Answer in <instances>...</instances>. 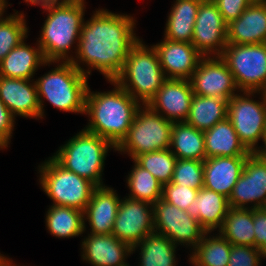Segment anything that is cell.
<instances>
[{
  "label": "cell",
  "instance_id": "26",
  "mask_svg": "<svg viewBox=\"0 0 266 266\" xmlns=\"http://www.w3.org/2000/svg\"><path fill=\"white\" fill-rule=\"evenodd\" d=\"M203 0H175L170 8L164 28L165 39L192 42L193 28Z\"/></svg>",
  "mask_w": 266,
  "mask_h": 266
},
{
  "label": "cell",
  "instance_id": "28",
  "mask_svg": "<svg viewBox=\"0 0 266 266\" xmlns=\"http://www.w3.org/2000/svg\"><path fill=\"white\" fill-rule=\"evenodd\" d=\"M170 150L177 159L204 161L206 159L204 132L186 122L173 123Z\"/></svg>",
  "mask_w": 266,
  "mask_h": 266
},
{
  "label": "cell",
  "instance_id": "18",
  "mask_svg": "<svg viewBox=\"0 0 266 266\" xmlns=\"http://www.w3.org/2000/svg\"><path fill=\"white\" fill-rule=\"evenodd\" d=\"M81 240V259L91 266H124L132 247L111 234L87 233Z\"/></svg>",
  "mask_w": 266,
  "mask_h": 266
},
{
  "label": "cell",
  "instance_id": "40",
  "mask_svg": "<svg viewBox=\"0 0 266 266\" xmlns=\"http://www.w3.org/2000/svg\"><path fill=\"white\" fill-rule=\"evenodd\" d=\"M227 24L236 20L250 5L247 0H212Z\"/></svg>",
  "mask_w": 266,
  "mask_h": 266
},
{
  "label": "cell",
  "instance_id": "29",
  "mask_svg": "<svg viewBox=\"0 0 266 266\" xmlns=\"http://www.w3.org/2000/svg\"><path fill=\"white\" fill-rule=\"evenodd\" d=\"M228 101L217 97L194 95L191 101L186 123L192 127L207 131L216 123L227 118Z\"/></svg>",
  "mask_w": 266,
  "mask_h": 266
},
{
  "label": "cell",
  "instance_id": "10",
  "mask_svg": "<svg viewBox=\"0 0 266 266\" xmlns=\"http://www.w3.org/2000/svg\"><path fill=\"white\" fill-rule=\"evenodd\" d=\"M220 57L240 91L262 92L266 88V43L227 44Z\"/></svg>",
  "mask_w": 266,
  "mask_h": 266
},
{
  "label": "cell",
  "instance_id": "16",
  "mask_svg": "<svg viewBox=\"0 0 266 266\" xmlns=\"http://www.w3.org/2000/svg\"><path fill=\"white\" fill-rule=\"evenodd\" d=\"M193 96L190 80L166 79L147 106L173 123L185 122Z\"/></svg>",
  "mask_w": 266,
  "mask_h": 266
},
{
  "label": "cell",
  "instance_id": "27",
  "mask_svg": "<svg viewBox=\"0 0 266 266\" xmlns=\"http://www.w3.org/2000/svg\"><path fill=\"white\" fill-rule=\"evenodd\" d=\"M176 249L171 239L154 231L132 247V254L140 250L138 266H176Z\"/></svg>",
  "mask_w": 266,
  "mask_h": 266
},
{
  "label": "cell",
  "instance_id": "23",
  "mask_svg": "<svg viewBox=\"0 0 266 266\" xmlns=\"http://www.w3.org/2000/svg\"><path fill=\"white\" fill-rule=\"evenodd\" d=\"M266 43V4L249 5L227 25V44Z\"/></svg>",
  "mask_w": 266,
  "mask_h": 266
},
{
  "label": "cell",
  "instance_id": "42",
  "mask_svg": "<svg viewBox=\"0 0 266 266\" xmlns=\"http://www.w3.org/2000/svg\"><path fill=\"white\" fill-rule=\"evenodd\" d=\"M59 1L61 0H24V2L28 4V6L30 4L33 6H40V7L48 5V4L56 3Z\"/></svg>",
  "mask_w": 266,
  "mask_h": 266
},
{
  "label": "cell",
  "instance_id": "25",
  "mask_svg": "<svg viewBox=\"0 0 266 266\" xmlns=\"http://www.w3.org/2000/svg\"><path fill=\"white\" fill-rule=\"evenodd\" d=\"M206 158L249 156L228 118L204 132Z\"/></svg>",
  "mask_w": 266,
  "mask_h": 266
},
{
  "label": "cell",
  "instance_id": "24",
  "mask_svg": "<svg viewBox=\"0 0 266 266\" xmlns=\"http://www.w3.org/2000/svg\"><path fill=\"white\" fill-rule=\"evenodd\" d=\"M230 209L229 200L224 195L207 188H200L196 200L186 212L198 220L206 232L218 231Z\"/></svg>",
  "mask_w": 266,
  "mask_h": 266
},
{
  "label": "cell",
  "instance_id": "19",
  "mask_svg": "<svg viewBox=\"0 0 266 266\" xmlns=\"http://www.w3.org/2000/svg\"><path fill=\"white\" fill-rule=\"evenodd\" d=\"M0 99L16 118L40 120V105L35 80L0 76Z\"/></svg>",
  "mask_w": 266,
  "mask_h": 266
},
{
  "label": "cell",
  "instance_id": "3",
  "mask_svg": "<svg viewBox=\"0 0 266 266\" xmlns=\"http://www.w3.org/2000/svg\"><path fill=\"white\" fill-rule=\"evenodd\" d=\"M86 3V0H61L41 6L42 13L46 12L47 17L39 31L37 43L47 62H70L74 58L86 20Z\"/></svg>",
  "mask_w": 266,
  "mask_h": 266
},
{
  "label": "cell",
  "instance_id": "6",
  "mask_svg": "<svg viewBox=\"0 0 266 266\" xmlns=\"http://www.w3.org/2000/svg\"><path fill=\"white\" fill-rule=\"evenodd\" d=\"M114 80L141 105H147L166 80L153 45H146L140 38Z\"/></svg>",
  "mask_w": 266,
  "mask_h": 266
},
{
  "label": "cell",
  "instance_id": "14",
  "mask_svg": "<svg viewBox=\"0 0 266 266\" xmlns=\"http://www.w3.org/2000/svg\"><path fill=\"white\" fill-rule=\"evenodd\" d=\"M153 232V205L127 196L121 198L112 234L133 247Z\"/></svg>",
  "mask_w": 266,
  "mask_h": 266
},
{
  "label": "cell",
  "instance_id": "20",
  "mask_svg": "<svg viewBox=\"0 0 266 266\" xmlns=\"http://www.w3.org/2000/svg\"><path fill=\"white\" fill-rule=\"evenodd\" d=\"M120 197L114 188L97 187L84 210V229L87 221L92 234H111L120 205Z\"/></svg>",
  "mask_w": 266,
  "mask_h": 266
},
{
  "label": "cell",
  "instance_id": "43",
  "mask_svg": "<svg viewBox=\"0 0 266 266\" xmlns=\"http://www.w3.org/2000/svg\"><path fill=\"white\" fill-rule=\"evenodd\" d=\"M13 262L14 261L12 260V258H9L8 256L3 255L0 252V266H21ZM22 266H25V265H22Z\"/></svg>",
  "mask_w": 266,
  "mask_h": 266
},
{
  "label": "cell",
  "instance_id": "8",
  "mask_svg": "<svg viewBox=\"0 0 266 266\" xmlns=\"http://www.w3.org/2000/svg\"><path fill=\"white\" fill-rule=\"evenodd\" d=\"M173 122L141 105L126 137L116 147L115 152L127 154L134 160L137 156L152 151L165 150L171 145Z\"/></svg>",
  "mask_w": 266,
  "mask_h": 266
},
{
  "label": "cell",
  "instance_id": "48",
  "mask_svg": "<svg viewBox=\"0 0 266 266\" xmlns=\"http://www.w3.org/2000/svg\"><path fill=\"white\" fill-rule=\"evenodd\" d=\"M266 99V88L262 91Z\"/></svg>",
  "mask_w": 266,
  "mask_h": 266
},
{
  "label": "cell",
  "instance_id": "37",
  "mask_svg": "<svg viewBox=\"0 0 266 266\" xmlns=\"http://www.w3.org/2000/svg\"><path fill=\"white\" fill-rule=\"evenodd\" d=\"M197 189L189 188L187 186L175 185L170 182L166 185H163L162 190V199L172 205L177 206L183 211L196 200L198 194Z\"/></svg>",
  "mask_w": 266,
  "mask_h": 266
},
{
  "label": "cell",
  "instance_id": "35",
  "mask_svg": "<svg viewBox=\"0 0 266 266\" xmlns=\"http://www.w3.org/2000/svg\"><path fill=\"white\" fill-rule=\"evenodd\" d=\"M149 171L162 185L171 182L177 157L170 148L143 153L134 159Z\"/></svg>",
  "mask_w": 266,
  "mask_h": 266
},
{
  "label": "cell",
  "instance_id": "13",
  "mask_svg": "<svg viewBox=\"0 0 266 266\" xmlns=\"http://www.w3.org/2000/svg\"><path fill=\"white\" fill-rule=\"evenodd\" d=\"M194 95L230 100L240 90L220 56L202 57L190 78Z\"/></svg>",
  "mask_w": 266,
  "mask_h": 266
},
{
  "label": "cell",
  "instance_id": "39",
  "mask_svg": "<svg viewBox=\"0 0 266 266\" xmlns=\"http://www.w3.org/2000/svg\"><path fill=\"white\" fill-rule=\"evenodd\" d=\"M16 118L0 99V150L7 149L11 143Z\"/></svg>",
  "mask_w": 266,
  "mask_h": 266
},
{
  "label": "cell",
  "instance_id": "9",
  "mask_svg": "<svg viewBox=\"0 0 266 266\" xmlns=\"http://www.w3.org/2000/svg\"><path fill=\"white\" fill-rule=\"evenodd\" d=\"M259 95L260 100H255ZM227 118L232 123L241 143L256 153L266 133V99L263 92L240 91L228 100Z\"/></svg>",
  "mask_w": 266,
  "mask_h": 266
},
{
  "label": "cell",
  "instance_id": "31",
  "mask_svg": "<svg viewBox=\"0 0 266 266\" xmlns=\"http://www.w3.org/2000/svg\"><path fill=\"white\" fill-rule=\"evenodd\" d=\"M231 247L232 244L218 232H206L190 252L189 263L191 266H228Z\"/></svg>",
  "mask_w": 266,
  "mask_h": 266
},
{
  "label": "cell",
  "instance_id": "33",
  "mask_svg": "<svg viewBox=\"0 0 266 266\" xmlns=\"http://www.w3.org/2000/svg\"><path fill=\"white\" fill-rule=\"evenodd\" d=\"M133 164L132 170L126 176L127 187L130 190L127 197L153 205L162 198L163 185L135 160Z\"/></svg>",
  "mask_w": 266,
  "mask_h": 266
},
{
  "label": "cell",
  "instance_id": "30",
  "mask_svg": "<svg viewBox=\"0 0 266 266\" xmlns=\"http://www.w3.org/2000/svg\"><path fill=\"white\" fill-rule=\"evenodd\" d=\"M45 226L48 233L56 238H74L86 233L84 212L66 207L49 205L45 214Z\"/></svg>",
  "mask_w": 266,
  "mask_h": 266
},
{
  "label": "cell",
  "instance_id": "44",
  "mask_svg": "<svg viewBox=\"0 0 266 266\" xmlns=\"http://www.w3.org/2000/svg\"><path fill=\"white\" fill-rule=\"evenodd\" d=\"M8 6H12L8 0H0V18L5 15Z\"/></svg>",
  "mask_w": 266,
  "mask_h": 266
},
{
  "label": "cell",
  "instance_id": "15",
  "mask_svg": "<svg viewBox=\"0 0 266 266\" xmlns=\"http://www.w3.org/2000/svg\"><path fill=\"white\" fill-rule=\"evenodd\" d=\"M228 200L233 208L266 207V160L257 153H251L247 157L241 176Z\"/></svg>",
  "mask_w": 266,
  "mask_h": 266
},
{
  "label": "cell",
  "instance_id": "17",
  "mask_svg": "<svg viewBox=\"0 0 266 266\" xmlns=\"http://www.w3.org/2000/svg\"><path fill=\"white\" fill-rule=\"evenodd\" d=\"M166 79L190 80L198 62L203 57L188 42L171 41L163 38L153 44Z\"/></svg>",
  "mask_w": 266,
  "mask_h": 266
},
{
  "label": "cell",
  "instance_id": "34",
  "mask_svg": "<svg viewBox=\"0 0 266 266\" xmlns=\"http://www.w3.org/2000/svg\"><path fill=\"white\" fill-rule=\"evenodd\" d=\"M13 14L5 13L0 18V62L6 55L24 39L28 38L30 31L27 26L26 14L16 11Z\"/></svg>",
  "mask_w": 266,
  "mask_h": 266
},
{
  "label": "cell",
  "instance_id": "11",
  "mask_svg": "<svg viewBox=\"0 0 266 266\" xmlns=\"http://www.w3.org/2000/svg\"><path fill=\"white\" fill-rule=\"evenodd\" d=\"M153 219L155 232L171 239L177 247L189 248L190 252L206 233L198 220L162 198L153 204Z\"/></svg>",
  "mask_w": 266,
  "mask_h": 266
},
{
  "label": "cell",
  "instance_id": "32",
  "mask_svg": "<svg viewBox=\"0 0 266 266\" xmlns=\"http://www.w3.org/2000/svg\"><path fill=\"white\" fill-rule=\"evenodd\" d=\"M253 209L230 207L221 228L217 231L232 245L255 247Z\"/></svg>",
  "mask_w": 266,
  "mask_h": 266
},
{
  "label": "cell",
  "instance_id": "21",
  "mask_svg": "<svg viewBox=\"0 0 266 266\" xmlns=\"http://www.w3.org/2000/svg\"><path fill=\"white\" fill-rule=\"evenodd\" d=\"M247 157L206 158L203 161V187L220 193L229 199L237 180L241 176Z\"/></svg>",
  "mask_w": 266,
  "mask_h": 266
},
{
  "label": "cell",
  "instance_id": "5",
  "mask_svg": "<svg viewBox=\"0 0 266 266\" xmlns=\"http://www.w3.org/2000/svg\"><path fill=\"white\" fill-rule=\"evenodd\" d=\"M112 149L116 148L105 138L81 129L51 157L64 169L103 187L105 160Z\"/></svg>",
  "mask_w": 266,
  "mask_h": 266
},
{
  "label": "cell",
  "instance_id": "36",
  "mask_svg": "<svg viewBox=\"0 0 266 266\" xmlns=\"http://www.w3.org/2000/svg\"><path fill=\"white\" fill-rule=\"evenodd\" d=\"M171 182L199 190L204 186L203 161L177 159Z\"/></svg>",
  "mask_w": 266,
  "mask_h": 266
},
{
  "label": "cell",
  "instance_id": "41",
  "mask_svg": "<svg viewBox=\"0 0 266 266\" xmlns=\"http://www.w3.org/2000/svg\"><path fill=\"white\" fill-rule=\"evenodd\" d=\"M253 222L255 247L259 248L266 242V207L253 209Z\"/></svg>",
  "mask_w": 266,
  "mask_h": 266
},
{
  "label": "cell",
  "instance_id": "38",
  "mask_svg": "<svg viewBox=\"0 0 266 266\" xmlns=\"http://www.w3.org/2000/svg\"><path fill=\"white\" fill-rule=\"evenodd\" d=\"M263 260L256 247L232 245L228 266H260Z\"/></svg>",
  "mask_w": 266,
  "mask_h": 266
},
{
  "label": "cell",
  "instance_id": "46",
  "mask_svg": "<svg viewBox=\"0 0 266 266\" xmlns=\"http://www.w3.org/2000/svg\"><path fill=\"white\" fill-rule=\"evenodd\" d=\"M263 259L266 258V242H263L262 245L258 248Z\"/></svg>",
  "mask_w": 266,
  "mask_h": 266
},
{
  "label": "cell",
  "instance_id": "7",
  "mask_svg": "<svg viewBox=\"0 0 266 266\" xmlns=\"http://www.w3.org/2000/svg\"><path fill=\"white\" fill-rule=\"evenodd\" d=\"M39 184L52 205L85 210L97 186L60 166L52 157L38 165Z\"/></svg>",
  "mask_w": 266,
  "mask_h": 266
},
{
  "label": "cell",
  "instance_id": "12",
  "mask_svg": "<svg viewBox=\"0 0 266 266\" xmlns=\"http://www.w3.org/2000/svg\"><path fill=\"white\" fill-rule=\"evenodd\" d=\"M227 23L212 0H203L193 28L191 44L203 57L221 56L227 46Z\"/></svg>",
  "mask_w": 266,
  "mask_h": 266
},
{
  "label": "cell",
  "instance_id": "47",
  "mask_svg": "<svg viewBox=\"0 0 266 266\" xmlns=\"http://www.w3.org/2000/svg\"><path fill=\"white\" fill-rule=\"evenodd\" d=\"M250 5L253 4H266V0H247Z\"/></svg>",
  "mask_w": 266,
  "mask_h": 266
},
{
  "label": "cell",
  "instance_id": "22",
  "mask_svg": "<svg viewBox=\"0 0 266 266\" xmlns=\"http://www.w3.org/2000/svg\"><path fill=\"white\" fill-rule=\"evenodd\" d=\"M25 41L14 47L0 62V76L32 80L38 69L52 65L45 60L37 40L35 47Z\"/></svg>",
  "mask_w": 266,
  "mask_h": 266
},
{
  "label": "cell",
  "instance_id": "1",
  "mask_svg": "<svg viewBox=\"0 0 266 266\" xmlns=\"http://www.w3.org/2000/svg\"><path fill=\"white\" fill-rule=\"evenodd\" d=\"M92 13L84 20L77 51L70 62L87 77L97 70L107 81L114 80L121 73L129 50L140 39L135 31L137 20L131 14L100 7Z\"/></svg>",
  "mask_w": 266,
  "mask_h": 266
},
{
  "label": "cell",
  "instance_id": "45",
  "mask_svg": "<svg viewBox=\"0 0 266 266\" xmlns=\"http://www.w3.org/2000/svg\"><path fill=\"white\" fill-rule=\"evenodd\" d=\"M256 153L261 158H263L264 160H266V133H265L264 142H263L262 146L260 147V149Z\"/></svg>",
  "mask_w": 266,
  "mask_h": 266
},
{
  "label": "cell",
  "instance_id": "2",
  "mask_svg": "<svg viewBox=\"0 0 266 266\" xmlns=\"http://www.w3.org/2000/svg\"><path fill=\"white\" fill-rule=\"evenodd\" d=\"M114 88L109 91L86 93L85 112L88 123L86 131L105 138L115 148L126 137L141 104L125 91L115 80H108Z\"/></svg>",
  "mask_w": 266,
  "mask_h": 266
},
{
  "label": "cell",
  "instance_id": "4",
  "mask_svg": "<svg viewBox=\"0 0 266 266\" xmlns=\"http://www.w3.org/2000/svg\"><path fill=\"white\" fill-rule=\"evenodd\" d=\"M52 64L55 68L34 79L40 105V119L43 120L46 116L45 100L59 111L84 115L89 78L72 62L56 61Z\"/></svg>",
  "mask_w": 266,
  "mask_h": 266
}]
</instances>
